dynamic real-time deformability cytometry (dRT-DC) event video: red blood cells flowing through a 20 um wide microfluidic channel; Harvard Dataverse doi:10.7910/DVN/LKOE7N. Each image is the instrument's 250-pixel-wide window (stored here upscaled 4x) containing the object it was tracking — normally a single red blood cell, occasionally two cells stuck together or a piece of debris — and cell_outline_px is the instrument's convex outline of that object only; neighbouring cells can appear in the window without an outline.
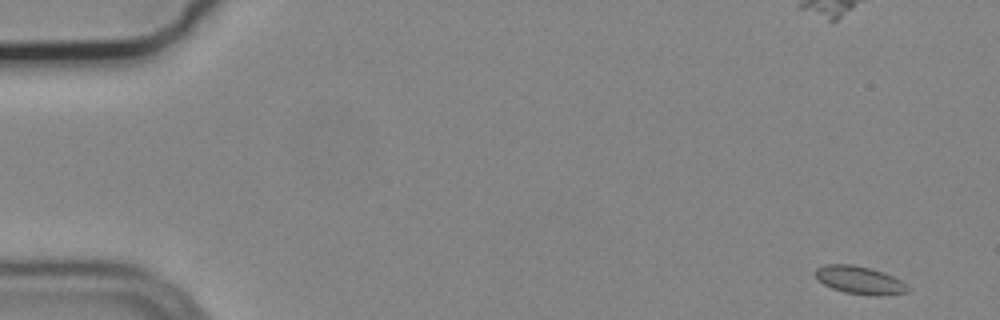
{"species": "common noctule bat (a hibernating species)", "species_latin": "Nyctalus noctula", "temperature_condition": "cold", "stored_images_in_passage": 5, "camera_frame_rate_fps": 3000, "um_per_image_px": 0.085, "animal": {"sex": "male", "body_mass_g": 19.2, "forearm_length_mm": 51.8}, "frame": {"image": 1, "passage_image": 1, "time_ms": 0.0, "image_size_px": [1000, 320], "cell_outline_px": [[912, 288], [908, 292], [880, 296], [872, 296], [844, 292], [832, 288], [816, 280], [812, 272], [816, 268], [824, 264], [852, 264], [884, 272], [900, 280]], "centroid_in_image_um": [73.04, 23.81], "position_along_channel_um": 12.0, "area_um2": 15.32}}